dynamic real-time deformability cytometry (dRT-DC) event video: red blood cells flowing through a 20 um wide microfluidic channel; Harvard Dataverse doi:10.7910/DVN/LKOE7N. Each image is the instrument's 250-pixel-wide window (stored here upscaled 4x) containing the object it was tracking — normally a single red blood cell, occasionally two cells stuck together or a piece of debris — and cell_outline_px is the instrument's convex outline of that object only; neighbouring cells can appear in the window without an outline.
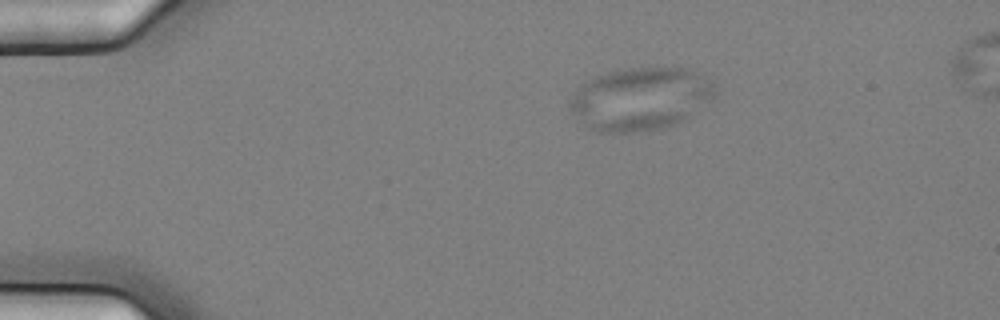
{"species": "common noctule bat (a hibernating species)", "species_latin": "Nyctalus noctula", "temperature_condition": "cold", "stored_images_in_passage": 2, "camera_frame_rate_fps": 3000, "um_per_image_px": 0.085, "animal": {"sex": "female", "body_mass_g": 25.1}, "frame": {"image": 1, "passage_image": 1, "time_ms": 0.0, "image_size_px": [1000, 320], "cell_outline_px": [[716, 92], [688, 120], [676, 124], [660, 128], [632, 132], [600, 132], [592, 128], [568, 108], [568, 104], [572, 96], [580, 84], [596, 76], [608, 72], [628, 68], [688, 68], [704, 76], [716, 88]], "centroid_in_image_um": [54.45, 8.39], "position_along_channel_um": 30.6, "area_um2": 52.6}}